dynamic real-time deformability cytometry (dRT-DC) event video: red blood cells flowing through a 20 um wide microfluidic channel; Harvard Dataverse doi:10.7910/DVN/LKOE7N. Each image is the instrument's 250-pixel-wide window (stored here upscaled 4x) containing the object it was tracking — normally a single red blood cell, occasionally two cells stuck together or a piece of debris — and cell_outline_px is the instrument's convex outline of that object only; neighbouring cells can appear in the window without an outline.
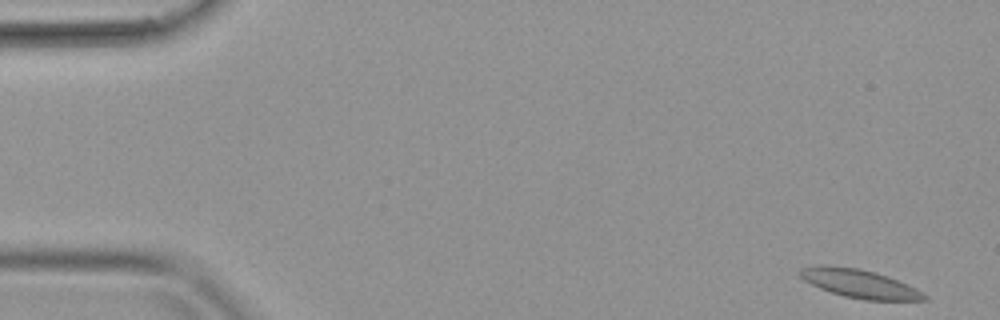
{"species": "common noctule bat (a hibernating species)", "species_latin": "Nyctalus noctula", "temperature_condition": "warm", "stored_images_in_passage": 40, "camera_frame_rate_fps": 3000, "um_per_image_px": 0.085, "animal": {"sex": "female", "body_mass_g": 19.9}, "frame": {"image": 1, "passage_image": 1, "time_ms": 0.0, "image_size_px": [1000, 320], "cell_outline_px": [[928, 300], [864, 300], [844, 296], [820, 288], [804, 280], [796, 272], [800, 268], [820, 264], [824, 264], [856, 268], [876, 272], [888, 276], [908, 284], [916, 288], [928, 296]], "centroid_in_image_um": [73.05, 24.09], "position_along_channel_um": 12.0, "area_um2": 20.75}}
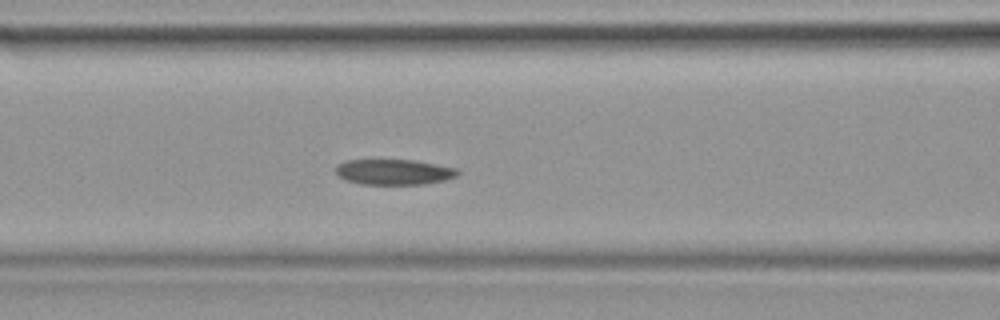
{"frame": {"image": 2, "passage_image": 16, "time_ms": 5.0, "image_size_px": [1000, 320], "cell_outline_px": [[460, 172], [456, 176], [444, 180], [424, 184], [360, 184], [336, 176], [336, 164], [344, 160], [412, 160], [436, 164], [456, 168]], "centroid_in_image_um": [33.44, 14.61], "position_along_channel_um": 133.2, "area_um2": 18.09}}
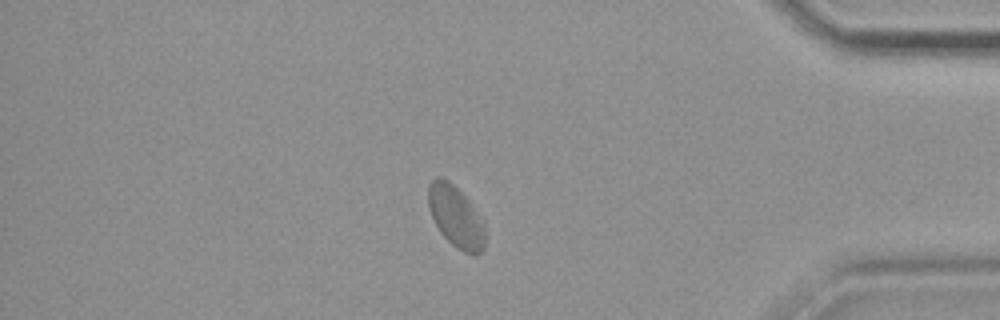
{"frame": {"image": 3, "passage_image": 34, "time_ms": 11.0, "image_size_px": [1000, 320], "cell_outline_px": [[484, 248], [476, 256], [472, 256], [456, 248], [440, 232], [428, 208], [428, 184], [436, 176], [440, 176], [448, 180], [464, 196], [484, 228]], "centroid_in_image_um": [38.69, 18.43], "position_along_channel_um": 396.5, "area_um2": 19.77}}